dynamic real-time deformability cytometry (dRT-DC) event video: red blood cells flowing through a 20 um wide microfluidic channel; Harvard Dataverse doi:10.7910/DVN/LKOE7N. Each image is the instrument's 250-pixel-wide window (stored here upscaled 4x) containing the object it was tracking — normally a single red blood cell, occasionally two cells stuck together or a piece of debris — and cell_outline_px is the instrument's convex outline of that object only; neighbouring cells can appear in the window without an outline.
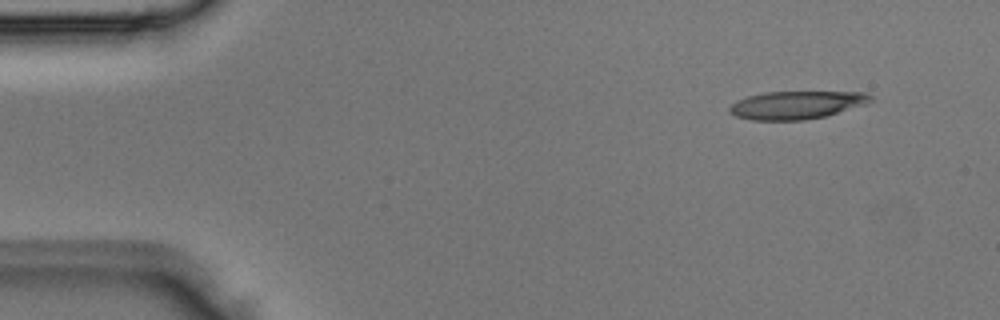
{"species": "Egyptian fruit bat (a non-hibernating species)", "species_latin": "Rousettus aegyptiacus", "temperature_condition": "room temperature", "stored_images_in_passage": 3, "camera_frame_rate_fps": 3000, "um_per_image_px": 0.085, "animal": {"sex": "male"}, "frame": {"image": 1, "passage_image": 1, "time_ms": 0.0, "image_size_px": [1000, 320], "cell_outline_px": [[872, 100], [864, 104], [824, 116], [804, 120], [752, 120], [736, 116], [728, 112], [728, 108], [736, 100], [748, 96], [764, 92], [868, 92], [872, 96]], "centroid_in_image_um": [67.66, 8.92], "position_along_channel_um": 17.3, "area_um2": 22.83}}